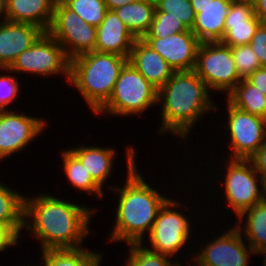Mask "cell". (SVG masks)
I'll list each match as a JSON object with an SVG mask.
<instances>
[{"label":"cell","mask_w":266,"mask_h":266,"mask_svg":"<svg viewBox=\"0 0 266 266\" xmlns=\"http://www.w3.org/2000/svg\"><path fill=\"white\" fill-rule=\"evenodd\" d=\"M254 5V14L262 23H266V0H252Z\"/></svg>","instance_id":"38"},{"label":"cell","mask_w":266,"mask_h":266,"mask_svg":"<svg viewBox=\"0 0 266 266\" xmlns=\"http://www.w3.org/2000/svg\"><path fill=\"white\" fill-rule=\"evenodd\" d=\"M155 12H166L167 16L181 20L188 29L195 23L196 13L191 0H154Z\"/></svg>","instance_id":"30"},{"label":"cell","mask_w":266,"mask_h":266,"mask_svg":"<svg viewBox=\"0 0 266 266\" xmlns=\"http://www.w3.org/2000/svg\"><path fill=\"white\" fill-rule=\"evenodd\" d=\"M47 32L63 47L70 60L95 51L96 27L77 16L61 0H56L53 19Z\"/></svg>","instance_id":"8"},{"label":"cell","mask_w":266,"mask_h":266,"mask_svg":"<svg viewBox=\"0 0 266 266\" xmlns=\"http://www.w3.org/2000/svg\"><path fill=\"white\" fill-rule=\"evenodd\" d=\"M261 23L254 14L252 0H233L225 19V35L220 42L229 47L250 44Z\"/></svg>","instance_id":"16"},{"label":"cell","mask_w":266,"mask_h":266,"mask_svg":"<svg viewBox=\"0 0 266 266\" xmlns=\"http://www.w3.org/2000/svg\"><path fill=\"white\" fill-rule=\"evenodd\" d=\"M213 239L206 242L207 246H202L195 257L191 255L193 259L190 261H194L196 266H248L250 255H256L243 241L236 225Z\"/></svg>","instance_id":"12"},{"label":"cell","mask_w":266,"mask_h":266,"mask_svg":"<svg viewBox=\"0 0 266 266\" xmlns=\"http://www.w3.org/2000/svg\"><path fill=\"white\" fill-rule=\"evenodd\" d=\"M248 160L262 178L266 177V141Z\"/></svg>","instance_id":"35"},{"label":"cell","mask_w":266,"mask_h":266,"mask_svg":"<svg viewBox=\"0 0 266 266\" xmlns=\"http://www.w3.org/2000/svg\"><path fill=\"white\" fill-rule=\"evenodd\" d=\"M136 38L114 11L108 10L96 27L95 51L114 53L129 58Z\"/></svg>","instance_id":"17"},{"label":"cell","mask_w":266,"mask_h":266,"mask_svg":"<svg viewBox=\"0 0 266 266\" xmlns=\"http://www.w3.org/2000/svg\"><path fill=\"white\" fill-rule=\"evenodd\" d=\"M18 238L5 223H0V252L9 247L16 246Z\"/></svg>","instance_id":"36"},{"label":"cell","mask_w":266,"mask_h":266,"mask_svg":"<svg viewBox=\"0 0 266 266\" xmlns=\"http://www.w3.org/2000/svg\"><path fill=\"white\" fill-rule=\"evenodd\" d=\"M142 40L163 57L175 72L195 69L201 41L190 29L165 38H142Z\"/></svg>","instance_id":"14"},{"label":"cell","mask_w":266,"mask_h":266,"mask_svg":"<svg viewBox=\"0 0 266 266\" xmlns=\"http://www.w3.org/2000/svg\"><path fill=\"white\" fill-rule=\"evenodd\" d=\"M260 62L261 67H266V23H261L249 44Z\"/></svg>","instance_id":"34"},{"label":"cell","mask_w":266,"mask_h":266,"mask_svg":"<svg viewBox=\"0 0 266 266\" xmlns=\"http://www.w3.org/2000/svg\"><path fill=\"white\" fill-rule=\"evenodd\" d=\"M182 207L178 200L169 199L160 209L152 229L147 237L150 247L148 249L174 257L182 250L191 235V222L183 212L178 211ZM190 234V235H189Z\"/></svg>","instance_id":"10"},{"label":"cell","mask_w":266,"mask_h":266,"mask_svg":"<svg viewBox=\"0 0 266 266\" xmlns=\"http://www.w3.org/2000/svg\"><path fill=\"white\" fill-rule=\"evenodd\" d=\"M45 31L33 24L0 22V68H9Z\"/></svg>","instance_id":"15"},{"label":"cell","mask_w":266,"mask_h":266,"mask_svg":"<svg viewBox=\"0 0 266 266\" xmlns=\"http://www.w3.org/2000/svg\"><path fill=\"white\" fill-rule=\"evenodd\" d=\"M7 70V71H6ZM70 59L63 47L48 33L44 32L37 41L21 53L6 72L31 73L39 76L63 74L69 82Z\"/></svg>","instance_id":"7"},{"label":"cell","mask_w":266,"mask_h":266,"mask_svg":"<svg viewBox=\"0 0 266 266\" xmlns=\"http://www.w3.org/2000/svg\"><path fill=\"white\" fill-rule=\"evenodd\" d=\"M107 9L113 11L119 7H122L126 4L136 2L138 0H104Z\"/></svg>","instance_id":"39"},{"label":"cell","mask_w":266,"mask_h":266,"mask_svg":"<svg viewBox=\"0 0 266 266\" xmlns=\"http://www.w3.org/2000/svg\"><path fill=\"white\" fill-rule=\"evenodd\" d=\"M227 168L221 189L235 216L262 202L263 178L254 170L252 163L244 159H225ZM258 176V177H257ZM259 181V182H258ZM259 183V184H258Z\"/></svg>","instance_id":"9"},{"label":"cell","mask_w":266,"mask_h":266,"mask_svg":"<svg viewBox=\"0 0 266 266\" xmlns=\"http://www.w3.org/2000/svg\"><path fill=\"white\" fill-rule=\"evenodd\" d=\"M158 90L130 63L122 68L108 101L96 114L133 116L157 104Z\"/></svg>","instance_id":"5"},{"label":"cell","mask_w":266,"mask_h":266,"mask_svg":"<svg viewBox=\"0 0 266 266\" xmlns=\"http://www.w3.org/2000/svg\"><path fill=\"white\" fill-rule=\"evenodd\" d=\"M238 218L236 227L239 231H243L241 232L243 235L245 234L247 244L256 254L266 252V203L255 204ZM244 219L246 220L245 225L243 224Z\"/></svg>","instance_id":"22"},{"label":"cell","mask_w":266,"mask_h":266,"mask_svg":"<svg viewBox=\"0 0 266 266\" xmlns=\"http://www.w3.org/2000/svg\"><path fill=\"white\" fill-rule=\"evenodd\" d=\"M126 151L127 179L124 187L113 189L119 194V198L114 211L115 226L108 240L125 241L127 244L144 243L145 234L150 233L160 209L170 198L161 195L154 187L151 188L139 174L132 145Z\"/></svg>","instance_id":"2"},{"label":"cell","mask_w":266,"mask_h":266,"mask_svg":"<svg viewBox=\"0 0 266 266\" xmlns=\"http://www.w3.org/2000/svg\"><path fill=\"white\" fill-rule=\"evenodd\" d=\"M213 0H191L192 6H206L210 4Z\"/></svg>","instance_id":"41"},{"label":"cell","mask_w":266,"mask_h":266,"mask_svg":"<svg viewBox=\"0 0 266 266\" xmlns=\"http://www.w3.org/2000/svg\"><path fill=\"white\" fill-rule=\"evenodd\" d=\"M194 71L209 90L228 95L242 80L232 56V47L220 41L201 42Z\"/></svg>","instance_id":"6"},{"label":"cell","mask_w":266,"mask_h":266,"mask_svg":"<svg viewBox=\"0 0 266 266\" xmlns=\"http://www.w3.org/2000/svg\"><path fill=\"white\" fill-rule=\"evenodd\" d=\"M56 0H6V20L49 29Z\"/></svg>","instance_id":"20"},{"label":"cell","mask_w":266,"mask_h":266,"mask_svg":"<svg viewBox=\"0 0 266 266\" xmlns=\"http://www.w3.org/2000/svg\"><path fill=\"white\" fill-rule=\"evenodd\" d=\"M128 58L114 53L90 51L70 60L69 82L96 113L111 97Z\"/></svg>","instance_id":"4"},{"label":"cell","mask_w":266,"mask_h":266,"mask_svg":"<svg viewBox=\"0 0 266 266\" xmlns=\"http://www.w3.org/2000/svg\"><path fill=\"white\" fill-rule=\"evenodd\" d=\"M0 182V223H5L19 238L24 228V196Z\"/></svg>","instance_id":"26"},{"label":"cell","mask_w":266,"mask_h":266,"mask_svg":"<svg viewBox=\"0 0 266 266\" xmlns=\"http://www.w3.org/2000/svg\"><path fill=\"white\" fill-rule=\"evenodd\" d=\"M263 187H262V202L266 203V177L263 178Z\"/></svg>","instance_id":"42"},{"label":"cell","mask_w":266,"mask_h":266,"mask_svg":"<svg viewBox=\"0 0 266 266\" xmlns=\"http://www.w3.org/2000/svg\"><path fill=\"white\" fill-rule=\"evenodd\" d=\"M232 56L242 80L247 79L255 70L261 67L257 55L249 44L232 47Z\"/></svg>","instance_id":"32"},{"label":"cell","mask_w":266,"mask_h":266,"mask_svg":"<svg viewBox=\"0 0 266 266\" xmlns=\"http://www.w3.org/2000/svg\"><path fill=\"white\" fill-rule=\"evenodd\" d=\"M228 119L230 159L248 160L266 141V119L244 112L233 106L228 100Z\"/></svg>","instance_id":"11"},{"label":"cell","mask_w":266,"mask_h":266,"mask_svg":"<svg viewBox=\"0 0 266 266\" xmlns=\"http://www.w3.org/2000/svg\"><path fill=\"white\" fill-rule=\"evenodd\" d=\"M233 0H213L206 6H192L195 23L191 31L201 42L221 41L225 35V19Z\"/></svg>","instance_id":"19"},{"label":"cell","mask_w":266,"mask_h":266,"mask_svg":"<svg viewBox=\"0 0 266 266\" xmlns=\"http://www.w3.org/2000/svg\"><path fill=\"white\" fill-rule=\"evenodd\" d=\"M226 100L244 112L266 119V95L246 79L236 85Z\"/></svg>","instance_id":"25"},{"label":"cell","mask_w":266,"mask_h":266,"mask_svg":"<svg viewBox=\"0 0 266 266\" xmlns=\"http://www.w3.org/2000/svg\"><path fill=\"white\" fill-rule=\"evenodd\" d=\"M183 264L176 263L174 266H182Z\"/></svg>","instance_id":"44"},{"label":"cell","mask_w":266,"mask_h":266,"mask_svg":"<svg viewBox=\"0 0 266 266\" xmlns=\"http://www.w3.org/2000/svg\"><path fill=\"white\" fill-rule=\"evenodd\" d=\"M43 266H100L102 254L87 248L42 250Z\"/></svg>","instance_id":"24"},{"label":"cell","mask_w":266,"mask_h":266,"mask_svg":"<svg viewBox=\"0 0 266 266\" xmlns=\"http://www.w3.org/2000/svg\"><path fill=\"white\" fill-rule=\"evenodd\" d=\"M128 62H130L157 90H159L175 72L164 58L142 39L135 40Z\"/></svg>","instance_id":"18"},{"label":"cell","mask_w":266,"mask_h":266,"mask_svg":"<svg viewBox=\"0 0 266 266\" xmlns=\"http://www.w3.org/2000/svg\"><path fill=\"white\" fill-rule=\"evenodd\" d=\"M259 254H263V255L265 256L264 261H263V266H266V252H264V253H259Z\"/></svg>","instance_id":"43"},{"label":"cell","mask_w":266,"mask_h":266,"mask_svg":"<svg viewBox=\"0 0 266 266\" xmlns=\"http://www.w3.org/2000/svg\"><path fill=\"white\" fill-rule=\"evenodd\" d=\"M62 152L64 174L71 185L92 196L97 194L96 197L101 198L104 195L103 188L92 178L83 163L70 150H63Z\"/></svg>","instance_id":"27"},{"label":"cell","mask_w":266,"mask_h":266,"mask_svg":"<svg viewBox=\"0 0 266 266\" xmlns=\"http://www.w3.org/2000/svg\"><path fill=\"white\" fill-rule=\"evenodd\" d=\"M35 118L12 110H0V161L21 151L40 135L48 125Z\"/></svg>","instance_id":"13"},{"label":"cell","mask_w":266,"mask_h":266,"mask_svg":"<svg viewBox=\"0 0 266 266\" xmlns=\"http://www.w3.org/2000/svg\"><path fill=\"white\" fill-rule=\"evenodd\" d=\"M88 24L98 27L108 11L104 0H61Z\"/></svg>","instance_id":"29"},{"label":"cell","mask_w":266,"mask_h":266,"mask_svg":"<svg viewBox=\"0 0 266 266\" xmlns=\"http://www.w3.org/2000/svg\"><path fill=\"white\" fill-rule=\"evenodd\" d=\"M136 39L150 30L155 12L154 0H138L113 10Z\"/></svg>","instance_id":"23"},{"label":"cell","mask_w":266,"mask_h":266,"mask_svg":"<svg viewBox=\"0 0 266 266\" xmlns=\"http://www.w3.org/2000/svg\"><path fill=\"white\" fill-rule=\"evenodd\" d=\"M209 92L206 83L194 70L174 72L158 90L157 104L163 106L158 132L169 131L186 140L190 129L195 127L203 114L218 110Z\"/></svg>","instance_id":"3"},{"label":"cell","mask_w":266,"mask_h":266,"mask_svg":"<svg viewBox=\"0 0 266 266\" xmlns=\"http://www.w3.org/2000/svg\"><path fill=\"white\" fill-rule=\"evenodd\" d=\"M84 165L92 178L103 188L114 163L115 150L98 146H80L69 149Z\"/></svg>","instance_id":"21"},{"label":"cell","mask_w":266,"mask_h":266,"mask_svg":"<svg viewBox=\"0 0 266 266\" xmlns=\"http://www.w3.org/2000/svg\"><path fill=\"white\" fill-rule=\"evenodd\" d=\"M188 30L181 20L167 16L166 12H154L150 30L143 38H165Z\"/></svg>","instance_id":"31"},{"label":"cell","mask_w":266,"mask_h":266,"mask_svg":"<svg viewBox=\"0 0 266 266\" xmlns=\"http://www.w3.org/2000/svg\"><path fill=\"white\" fill-rule=\"evenodd\" d=\"M2 70L4 68H0V72ZM19 88L16 76L12 77L10 74L7 76L0 73V110H8L6 106L12 104L15 98H18Z\"/></svg>","instance_id":"33"},{"label":"cell","mask_w":266,"mask_h":266,"mask_svg":"<svg viewBox=\"0 0 266 266\" xmlns=\"http://www.w3.org/2000/svg\"><path fill=\"white\" fill-rule=\"evenodd\" d=\"M246 80L266 95V67L258 68Z\"/></svg>","instance_id":"37"},{"label":"cell","mask_w":266,"mask_h":266,"mask_svg":"<svg viewBox=\"0 0 266 266\" xmlns=\"http://www.w3.org/2000/svg\"><path fill=\"white\" fill-rule=\"evenodd\" d=\"M129 245V258L125 260V266H174L177 261H171L169 256L154 252L143 246V243Z\"/></svg>","instance_id":"28"},{"label":"cell","mask_w":266,"mask_h":266,"mask_svg":"<svg viewBox=\"0 0 266 266\" xmlns=\"http://www.w3.org/2000/svg\"><path fill=\"white\" fill-rule=\"evenodd\" d=\"M0 17L2 21L6 20V0H0Z\"/></svg>","instance_id":"40"},{"label":"cell","mask_w":266,"mask_h":266,"mask_svg":"<svg viewBox=\"0 0 266 266\" xmlns=\"http://www.w3.org/2000/svg\"><path fill=\"white\" fill-rule=\"evenodd\" d=\"M95 211L48 194L24 196V227L39 238L41 251L80 248Z\"/></svg>","instance_id":"1"}]
</instances>
